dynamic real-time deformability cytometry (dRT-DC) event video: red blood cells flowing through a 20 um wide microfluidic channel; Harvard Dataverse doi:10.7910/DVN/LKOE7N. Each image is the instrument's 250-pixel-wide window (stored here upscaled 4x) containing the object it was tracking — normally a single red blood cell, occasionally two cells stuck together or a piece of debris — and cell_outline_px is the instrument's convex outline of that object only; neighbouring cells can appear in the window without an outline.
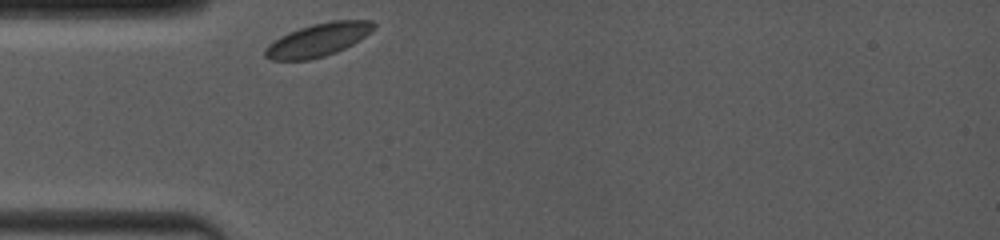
{"species": "common noctule bat (a hibernating species)", "species_latin": "Nyctalus noctula", "temperature_condition": "room temperature", "stored_images_in_passage": 39, "camera_frame_rate_fps": 4000, "um_per_image_px": 0.085, "animal": {"sex": "female", "body_mass_g": 19.0, "forearm_length_mm": 53.3}, "frame": {"image": 1, "passage_image": 1, "time_ms": 0.0, "image_size_px": [1000, 240], "cell_outline_px": [[376, 28], [360, 40], [336, 52], [324, 56], [308, 60], [272, 60], [264, 56], [264, 48], [268, 44], [280, 36], [288, 32], [312, 24], [332, 20], [372, 20], [376, 24]], "centroid_in_image_um": [27.04, 3.38], "position_along_channel_um": 58.0, "area_um2": 21.04}}
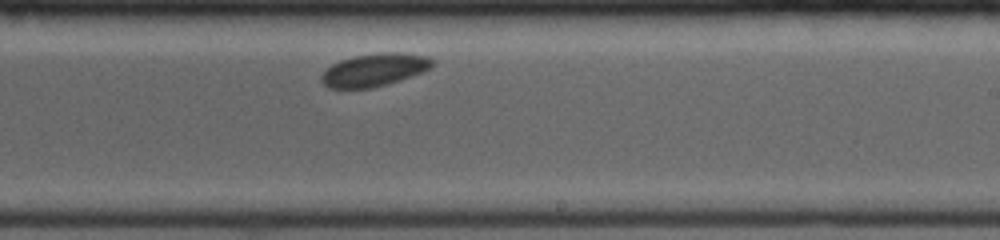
{"frame": {"image": 2, "passage_image": 23, "time_ms": 5.5, "image_size_px": [1000, 240], "cell_outline_px": [[432, 68], [388, 84], [368, 88], [328, 88], [320, 80], [320, 76], [332, 64], [340, 60], [352, 56], [380, 52], [400, 52], [428, 56], [432, 60]], "centroid_in_image_um": [31.8, 5.93], "position_along_channel_um": 257.2, "area_um2": 21.15}}
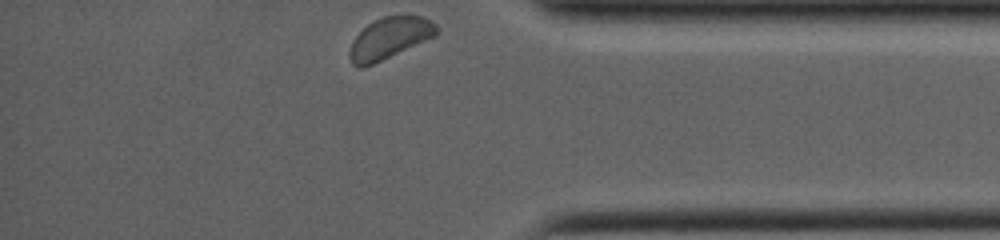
{"frame": {"image": 3, "passage_image": 39, "time_ms": 9.5, "image_size_px": [1000, 240], "cell_outline_px": [[440, 28], [436, 36], [364, 68], [360, 68], [352, 64], [348, 56], [348, 52], [352, 40], [368, 24], [384, 16], [424, 16], [432, 20]], "centroid_in_image_um": [33.12, 3.25], "position_along_channel_um": 402.1, "area_um2": 21.1}}